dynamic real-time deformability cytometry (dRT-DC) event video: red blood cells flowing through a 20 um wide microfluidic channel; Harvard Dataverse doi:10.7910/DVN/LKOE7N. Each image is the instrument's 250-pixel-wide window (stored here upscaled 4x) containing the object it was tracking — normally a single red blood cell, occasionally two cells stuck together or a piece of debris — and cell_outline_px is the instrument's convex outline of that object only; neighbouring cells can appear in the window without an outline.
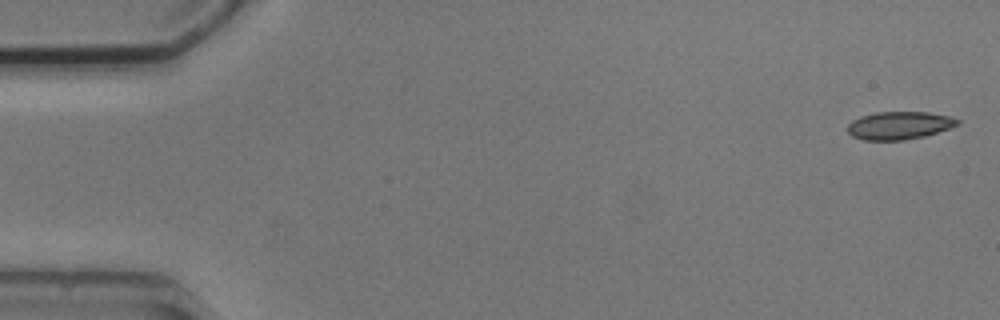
{"species": "common noctule bat (a hibernating species)", "species_latin": "Nyctalus noctula", "temperature_condition": "cold", "stored_images_in_passage": 4, "camera_frame_rate_fps": 3000, "um_per_image_px": 0.085, "animal": {"sex": "male", "body_mass_g": 20.5, "forearm_length_mm": 52.5}, "frame": {"image": 1, "passage_image": 1, "time_ms": 0.0, "image_size_px": [1000, 320], "cell_outline_px": [[960, 124], [924, 136], [904, 140], [864, 140], [852, 136], [848, 132], [848, 124], [852, 120], [860, 116], [876, 112], [928, 112], [948, 116], [960, 120]], "centroid_in_image_um": [76.41, 10.66], "position_along_channel_um": 8.6, "area_um2": 17.74}}